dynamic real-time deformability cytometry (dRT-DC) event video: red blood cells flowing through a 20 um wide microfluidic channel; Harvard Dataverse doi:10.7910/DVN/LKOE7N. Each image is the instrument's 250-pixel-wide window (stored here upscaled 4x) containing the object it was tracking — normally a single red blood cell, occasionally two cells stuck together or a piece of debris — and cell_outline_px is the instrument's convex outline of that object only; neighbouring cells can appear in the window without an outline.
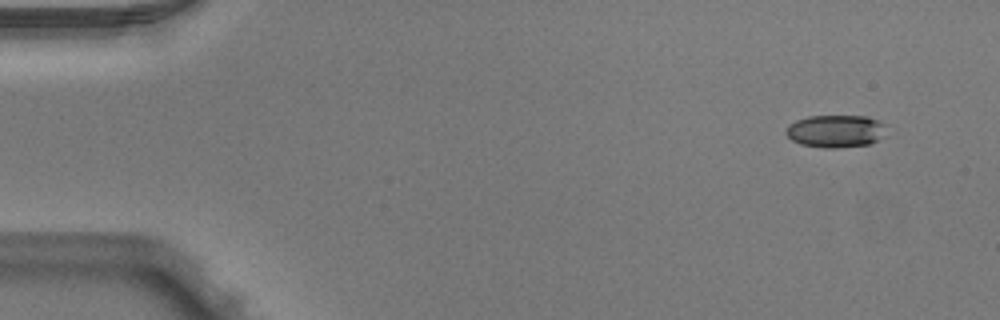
{"species": "Egyptian fruit bat (a non-hibernating species)", "species_latin": "Rousettus aegyptiacus", "temperature_condition": "warm", "stored_images_in_passage": 4, "camera_frame_rate_fps": 3000, "um_per_image_px": 0.085, "animal": {"sex": "male"}, "frame": {"image": 1, "passage_image": 1, "time_ms": 0.0, "image_size_px": [1000, 320], "cell_outline_px": [[884, 124], [876, 140], [868, 144], [836, 148], [824, 148], [800, 144], [792, 140], [784, 132], [788, 124], [796, 120], [808, 116], [868, 116], [880, 120]], "centroid_in_image_um": [70.93, 11.13], "position_along_channel_um": 14.1, "area_um2": 18.79}}
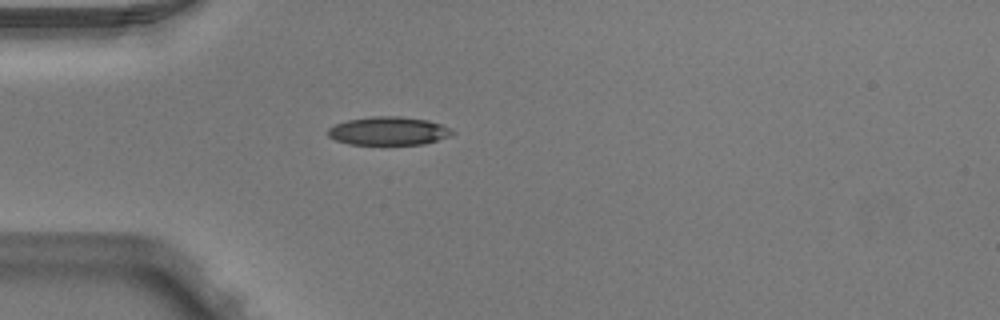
{"frame": {"image": 2, "passage_image": 4, "time_ms": 1.0, "image_size_px": [1000, 320], "cell_outline_px": [[456, 132], [448, 136], [424, 144], [348, 144], [336, 140], [328, 136], [328, 128], [332, 124], [348, 120], [372, 116], [400, 116], [428, 120], [452, 128]], "centroid_in_image_um": [33.0, 11.12], "position_along_channel_um": 52.0, "area_um2": 20.58}}